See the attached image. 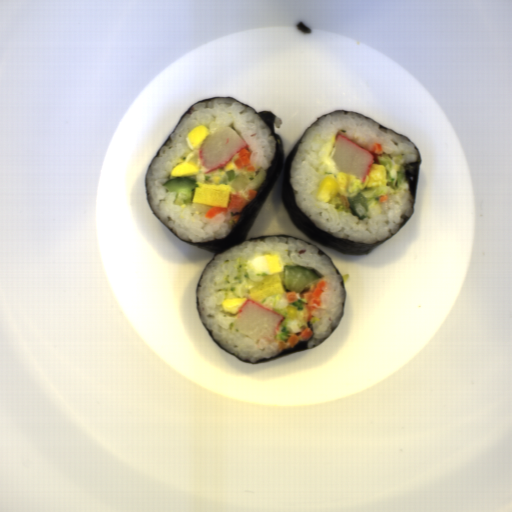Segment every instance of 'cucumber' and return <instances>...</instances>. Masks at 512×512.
Instances as JSON below:
<instances>
[{
	"mask_svg": "<svg viewBox=\"0 0 512 512\" xmlns=\"http://www.w3.org/2000/svg\"><path fill=\"white\" fill-rule=\"evenodd\" d=\"M321 278H324V274L312 265H284V286L288 291L301 294L305 287Z\"/></svg>",
	"mask_w": 512,
	"mask_h": 512,
	"instance_id": "obj_1",
	"label": "cucumber"
},
{
	"mask_svg": "<svg viewBox=\"0 0 512 512\" xmlns=\"http://www.w3.org/2000/svg\"><path fill=\"white\" fill-rule=\"evenodd\" d=\"M193 177H174L167 183L162 185L167 187L169 192H176L174 205H188L193 203L196 187H200L199 183Z\"/></svg>",
	"mask_w": 512,
	"mask_h": 512,
	"instance_id": "obj_2",
	"label": "cucumber"
},
{
	"mask_svg": "<svg viewBox=\"0 0 512 512\" xmlns=\"http://www.w3.org/2000/svg\"><path fill=\"white\" fill-rule=\"evenodd\" d=\"M379 164L385 166L387 178L392 180V187L401 188L405 178L404 156H397L394 159L387 154H378Z\"/></svg>",
	"mask_w": 512,
	"mask_h": 512,
	"instance_id": "obj_3",
	"label": "cucumber"
},
{
	"mask_svg": "<svg viewBox=\"0 0 512 512\" xmlns=\"http://www.w3.org/2000/svg\"><path fill=\"white\" fill-rule=\"evenodd\" d=\"M350 213L358 220L369 218L368 200L362 192L359 191L356 197H345Z\"/></svg>",
	"mask_w": 512,
	"mask_h": 512,
	"instance_id": "obj_4",
	"label": "cucumber"
},
{
	"mask_svg": "<svg viewBox=\"0 0 512 512\" xmlns=\"http://www.w3.org/2000/svg\"><path fill=\"white\" fill-rule=\"evenodd\" d=\"M306 299L297 298V301L291 302V306L298 309V311L304 310V304Z\"/></svg>",
	"mask_w": 512,
	"mask_h": 512,
	"instance_id": "obj_5",
	"label": "cucumber"
},
{
	"mask_svg": "<svg viewBox=\"0 0 512 512\" xmlns=\"http://www.w3.org/2000/svg\"><path fill=\"white\" fill-rule=\"evenodd\" d=\"M226 176H227V179L230 182H233L234 179L237 177L234 170H231V171H228V172H225Z\"/></svg>",
	"mask_w": 512,
	"mask_h": 512,
	"instance_id": "obj_6",
	"label": "cucumber"
}]
</instances>
